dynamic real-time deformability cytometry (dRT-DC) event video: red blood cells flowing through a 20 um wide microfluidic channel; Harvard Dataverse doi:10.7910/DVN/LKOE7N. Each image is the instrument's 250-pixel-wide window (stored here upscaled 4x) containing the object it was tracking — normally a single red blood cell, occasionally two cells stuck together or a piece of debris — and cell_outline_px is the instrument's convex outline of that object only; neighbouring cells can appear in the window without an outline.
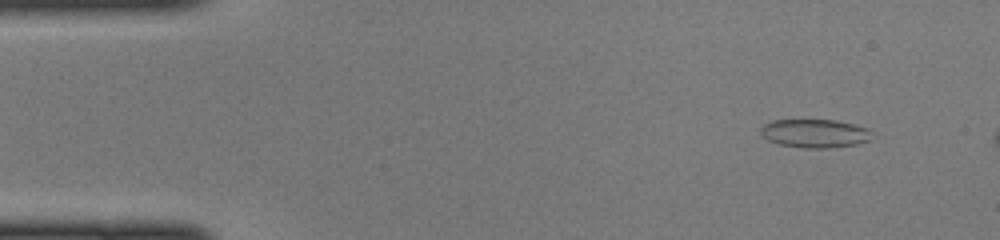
{"species": "common noctule bat (a hibernating species)", "species_latin": "Nyctalus noctula", "temperature_condition": "cold", "stored_images_in_passage": 43, "camera_frame_rate_fps": 3000, "um_per_image_px": 0.085, "animal": {"sex": "female", "body_mass_g": 22.0, "forearm_length_mm": 56.7}, "frame": {"image": 1, "passage_image": 3, "time_ms": 0.667, "image_size_px": [1000, 240], "cell_outline_px": [[872, 132], [868, 140], [856, 144], [828, 148], [800, 148], [780, 144], [768, 140], [760, 136], [760, 128], [764, 124], [772, 120], [836, 120], [868, 128]], "centroid_in_image_um": [69.21, 11.34], "position_along_channel_um": 15.8, "area_um2": 18.5}}
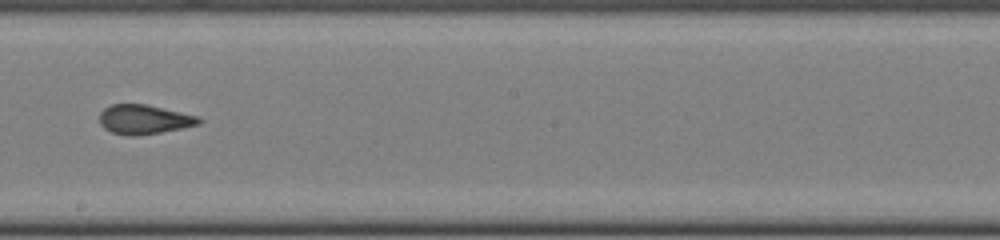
{"frame": {"image": 2, "passage_image": 25, "time_ms": 8.0, "image_size_px": [1000, 240], "cell_outline_px": [[204, 120], [200, 124], [160, 132], [136, 136], [128, 136], [112, 132], [104, 128], [100, 124], [100, 112], [104, 108], [112, 104], [144, 104], [200, 116]], "centroid_in_image_um": [12.26, 10.15], "position_along_channel_um": 235.9, "area_um2": 16.99}}
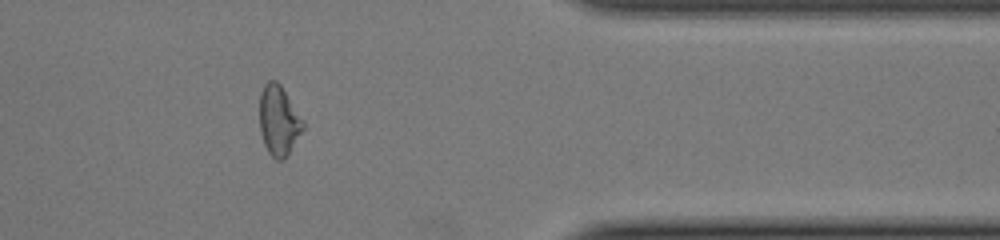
{"frame": {"image": 3, "passage_image": 37, "time_ms": 12.0, "image_size_px": [1000, 240], "cell_outline_px": [[304, 128], [284, 160], [276, 160], [268, 152], [264, 144], [260, 132], [260, 92], [264, 84], [268, 80], [276, 80], [280, 84], [304, 120]], "centroid_in_image_um": [23.69, 10.24], "position_along_channel_um": 387.7, "area_um2": 17.74}}